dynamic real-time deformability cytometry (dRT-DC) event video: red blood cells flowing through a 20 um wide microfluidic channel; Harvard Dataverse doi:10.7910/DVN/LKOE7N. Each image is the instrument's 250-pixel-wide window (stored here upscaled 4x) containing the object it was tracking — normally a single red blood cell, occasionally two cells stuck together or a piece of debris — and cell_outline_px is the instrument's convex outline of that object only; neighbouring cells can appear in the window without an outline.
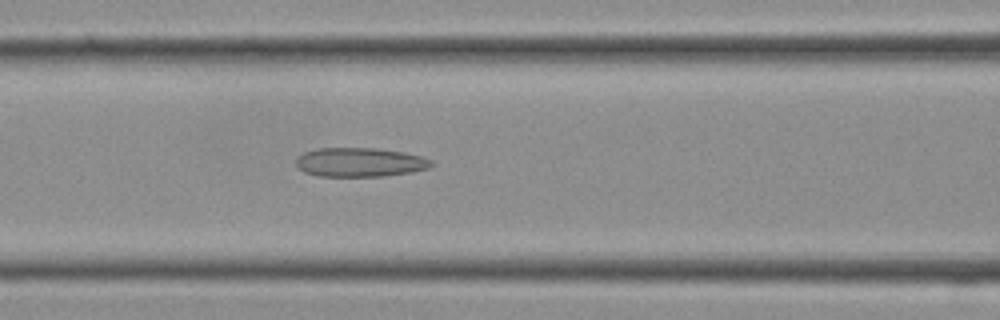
{"species": "Egyptian fruit bat (a non-hibernating species)", "species_latin": "Rousettus aegyptiacus", "temperature_condition": "cold", "stored_images_in_passage": 6, "camera_frame_rate_fps": 3000, "um_per_image_px": 0.085, "frame": {"image": 1, "passage_image": 4, "time_ms": 1.0, "image_size_px": [1000, 320], "cell_outline_px": [[436, 164], [428, 168], [412, 172], [384, 176], [320, 176], [304, 172], [296, 168], [296, 160], [304, 152], [320, 148], [376, 148], [404, 152], [420, 156], [432, 160]], "centroid_in_image_um": [30.61, 13.79], "position_along_channel_um": 136.0, "area_um2": 23.0}}
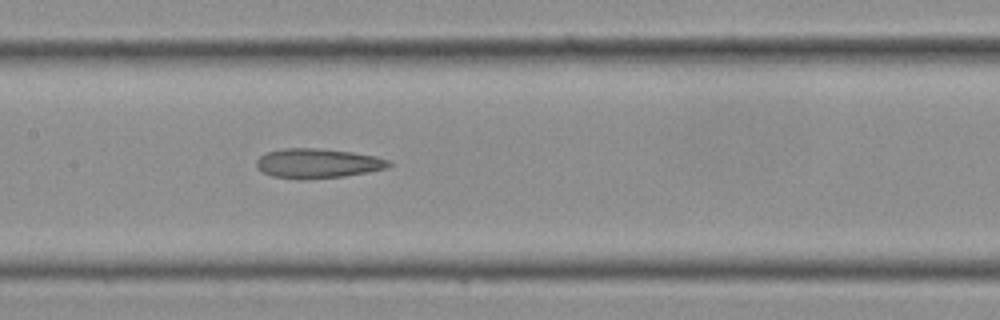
{"frame": {"image": 2, "passage_image": 6, "time_ms": 1.667, "image_size_px": [1000, 320], "cell_outline_px": [[392, 164], [384, 168], [368, 172], [344, 176], [304, 180], [300, 180], [272, 176], [256, 168], [256, 160], [260, 156], [268, 152], [284, 148], [316, 148], [352, 152], [376, 156], [388, 160]], "centroid_in_image_um": [26.97, 13.89], "position_along_channel_um": 180.4, "area_um2": 22.83}}